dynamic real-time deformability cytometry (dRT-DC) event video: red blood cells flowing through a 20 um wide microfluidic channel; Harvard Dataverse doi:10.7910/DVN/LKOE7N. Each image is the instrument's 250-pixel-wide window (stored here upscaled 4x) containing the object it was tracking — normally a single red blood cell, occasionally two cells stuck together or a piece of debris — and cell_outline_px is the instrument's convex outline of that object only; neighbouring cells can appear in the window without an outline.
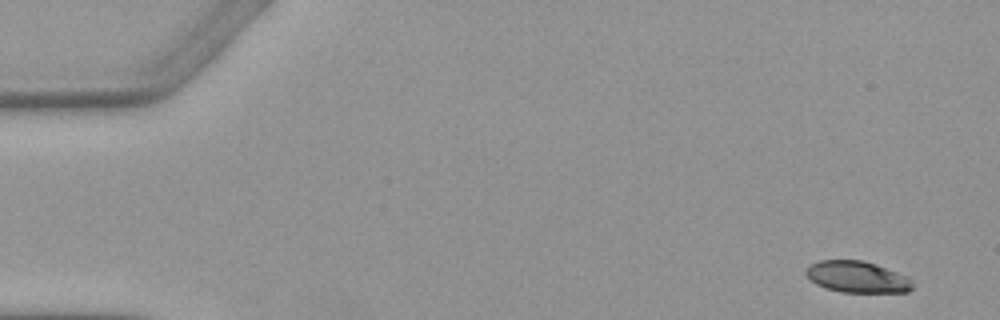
{"species": "Egyptian fruit bat (a non-hibernating species)", "species_latin": "Rousettus aegyptiacus", "temperature_condition": "warm", "stored_images_in_passage": 4, "camera_frame_rate_fps": 3000, "um_per_image_px": 0.085, "animal": {"sex": "female"}, "frame": {"image": 1, "passage_image": 1, "time_ms": 0.0, "image_size_px": [1000, 320], "cell_outline_px": [[912, 288], [908, 292], [840, 292], [824, 288], [816, 284], [804, 272], [812, 264], [820, 260], [864, 260], [876, 264], [908, 276], [912, 280]], "centroid_in_image_um": [72.88, 23.54], "position_along_channel_um": 12.1, "area_um2": 19.54}}